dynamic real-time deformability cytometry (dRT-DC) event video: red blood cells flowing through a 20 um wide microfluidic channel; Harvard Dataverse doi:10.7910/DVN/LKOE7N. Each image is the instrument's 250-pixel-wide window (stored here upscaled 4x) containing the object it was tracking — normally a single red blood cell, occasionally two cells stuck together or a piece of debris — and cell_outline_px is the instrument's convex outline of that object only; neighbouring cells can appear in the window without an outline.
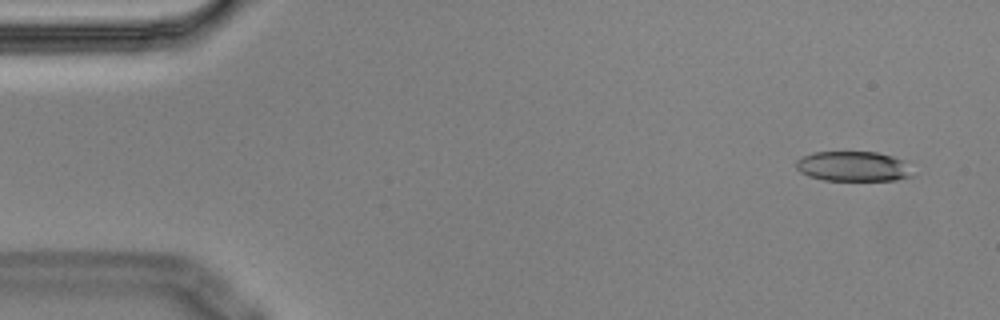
{"species": "Egyptian fruit bat (a non-hibernating species)", "species_latin": "Rousettus aegyptiacus", "temperature_condition": "cold", "stored_images_in_passage": 4, "camera_frame_rate_fps": 3000, "um_per_image_px": 0.085, "animal": {"sex": "male"}, "frame": {"image": 1, "passage_image": 1, "time_ms": 0.0, "image_size_px": [1000, 320], "cell_outline_px": [[912, 176], [896, 180], [824, 180], [808, 176], [800, 172], [796, 168], [796, 160], [812, 152], [876, 152], [892, 156], [900, 160]], "centroid_in_image_um": [72.42, 14.14], "position_along_channel_um": 12.6, "area_um2": 19.94}}
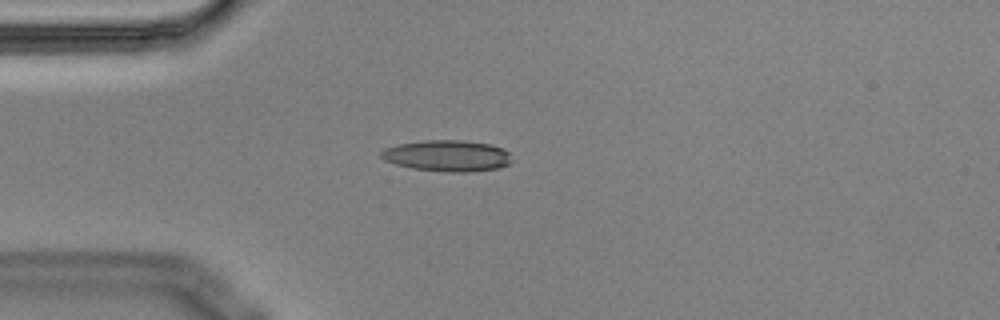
{"frame": {"image": 2, "passage_image": 4, "time_ms": 1.0, "image_size_px": [1000, 320], "cell_outline_px": [[512, 160], [508, 164], [500, 168], [468, 172], [448, 172], [412, 168], [396, 164], [384, 160], [380, 156], [380, 152], [384, 148], [396, 144], [424, 140], [464, 140], [492, 144], [504, 148], [508, 152]], "centroid_in_image_um": [38.02, 13.23], "position_along_channel_um": 47.0, "area_um2": 24.04}}